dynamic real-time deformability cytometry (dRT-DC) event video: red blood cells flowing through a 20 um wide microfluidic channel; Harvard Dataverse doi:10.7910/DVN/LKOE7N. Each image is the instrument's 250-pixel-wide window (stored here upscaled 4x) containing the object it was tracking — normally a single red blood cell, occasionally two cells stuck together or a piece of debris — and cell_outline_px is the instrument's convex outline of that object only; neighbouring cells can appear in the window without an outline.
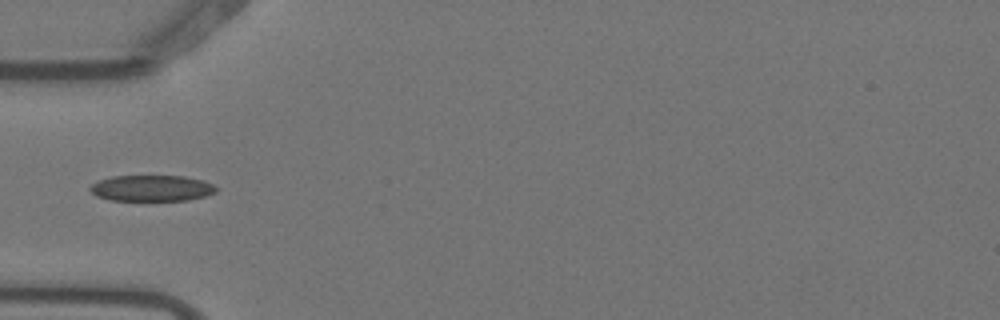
{"species": "Egyptian fruit bat (a non-hibernating species)", "species_latin": "Rousettus aegyptiacus", "temperature_condition": "warm", "stored_images_in_passage": 6, "camera_frame_rate_fps": 3000, "um_per_image_px": 0.085, "animal": {"sex": "female"}, "frame": {"image": 1, "passage_image": 6, "time_ms": 1.667, "image_size_px": [1000, 320], "cell_outline_px": [[216, 192], [204, 196], [188, 200], [112, 200], [96, 196], [88, 188], [92, 184], [100, 180], [112, 176], [184, 176], [204, 180], [212, 184], [216, 188]], "centroid_in_image_um": [12.89, 15.99], "position_along_channel_um": 72.1, "area_um2": 19.02}}